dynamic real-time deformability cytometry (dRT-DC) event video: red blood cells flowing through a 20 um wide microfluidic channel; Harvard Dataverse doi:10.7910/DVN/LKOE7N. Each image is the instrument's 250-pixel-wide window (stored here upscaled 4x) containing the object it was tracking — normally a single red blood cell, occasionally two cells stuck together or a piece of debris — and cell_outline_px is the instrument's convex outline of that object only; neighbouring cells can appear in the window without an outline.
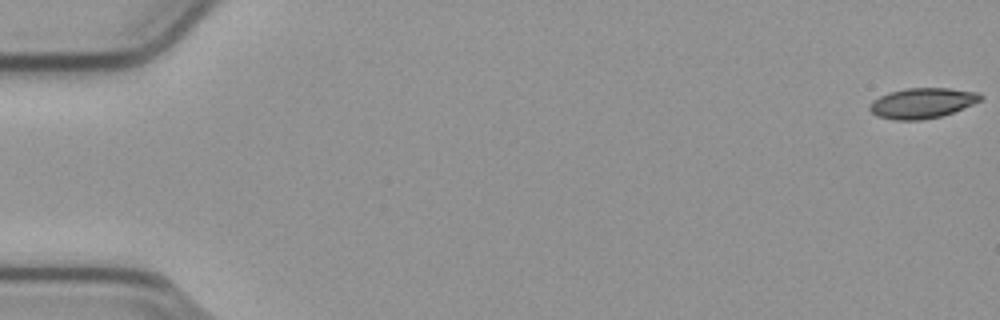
{"species": "common noctule bat (a hibernating species)", "species_latin": "Nyctalus noctula", "temperature_condition": "cold", "stored_images_in_passage": 55, "camera_frame_rate_fps": 3000, "um_per_image_px": 0.085, "animal": {"sex": "male", "body_mass_g": 23.1, "forearm_length_mm": 52.7}, "frame": {"image": 1, "passage_image": 1, "time_ms": 0.0, "image_size_px": [1000, 320], "cell_outline_px": [[984, 96], [980, 100], [972, 104], [952, 112], [940, 116], [920, 120], [896, 120], [876, 116], [868, 108], [872, 100], [888, 92], [908, 88], [948, 88], [980, 92]], "centroid_in_image_um": [78.37, 8.75], "position_along_channel_um": 6.6, "area_um2": 19.54}}
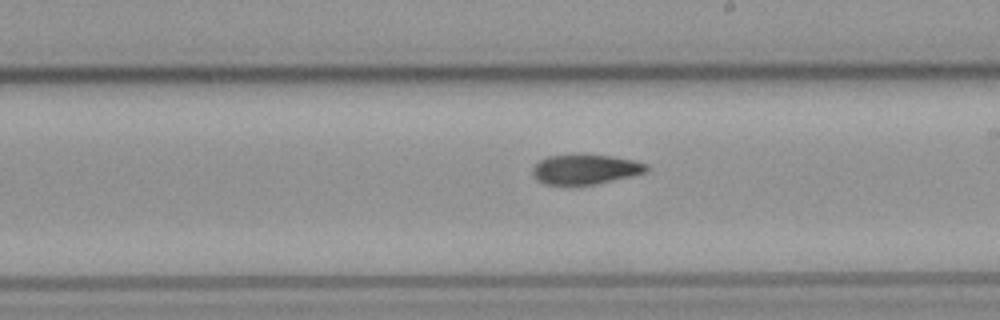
{"frame": {"image": 2, "passage_image": 32, "time_ms": 10.333, "image_size_px": [1000, 320], "cell_outline_px": [[648, 168], [644, 172], [632, 176], [596, 184], [572, 188], [544, 184], [536, 180], [532, 172], [532, 168], [540, 160], [548, 156], [572, 152], [580, 152], [612, 156], [636, 160], [648, 164]], "centroid_in_image_um": [49.7, 14.39], "position_along_channel_um": 239.3, "area_um2": 21.15}}
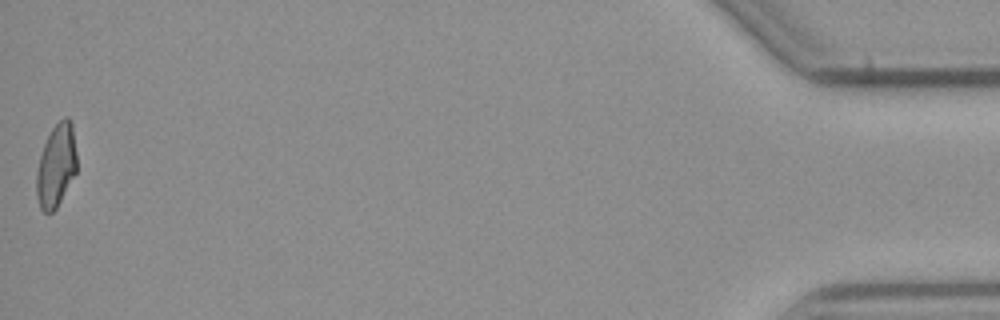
{"frame": {"image": 3, "passage_image": 55, "time_ms": 18.0, "image_size_px": [1000, 320], "cell_outline_px": [[76, 172], [56, 208], [52, 212], [44, 212], [40, 208], [36, 196], [36, 172], [40, 156], [44, 144], [52, 128], [64, 116], [68, 116], [72, 120], [76, 152]], "centroid_in_image_um": [4.77, 14.05], "position_along_channel_um": 430.4, "area_um2": 19.48}, "authors_computed_cell_mechanics": {"area_um2": 20.23, "velocity_mm_per_s": 3.7991, "shape_relaxation_time_tau1_ms": 8.5179, "shape_relaxation_time_tau2_ms": 5.2169, "deformation_change_tau1": 0.1961, "deformation_change_tau2": 0.1208}}